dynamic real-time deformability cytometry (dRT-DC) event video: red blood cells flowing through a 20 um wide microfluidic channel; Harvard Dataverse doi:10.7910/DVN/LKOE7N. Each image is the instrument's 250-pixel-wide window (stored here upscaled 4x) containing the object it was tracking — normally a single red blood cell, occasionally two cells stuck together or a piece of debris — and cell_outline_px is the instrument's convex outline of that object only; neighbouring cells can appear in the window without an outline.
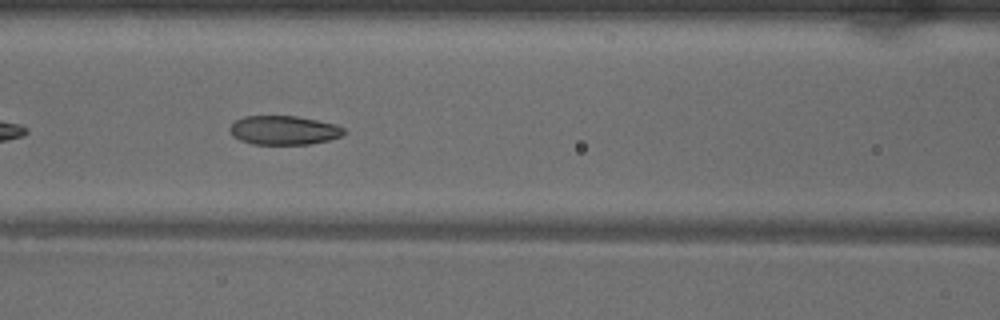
{"species": "common noctule bat (a hibernating species)", "species_latin": "Nyctalus noctula", "temperature_condition": "warm", "stored_images_in_passage": 38, "camera_frame_rate_fps": 3000, "um_per_image_px": 0.085, "animal": {"sex": "male", "body_mass_g": 18.8}, "frame": {"image": 1, "passage_image": 9, "time_ms": 2.667, "image_size_px": [1000, 320], "cell_outline_px": [[344, 132], [340, 136], [328, 140], [308, 144], [252, 144], [240, 140], [232, 136], [228, 128], [236, 120], [244, 116], [296, 116], [336, 124], [344, 128]], "centroid_in_image_um": [24.09, 11.07], "position_along_channel_um": 142.5, "area_um2": 19.19}}
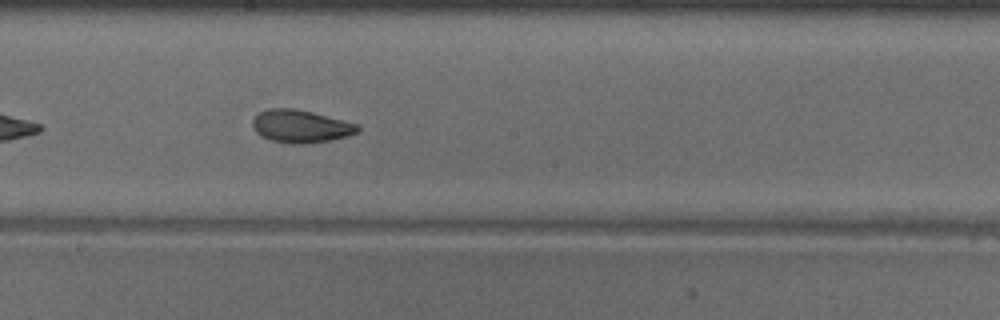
{"frame": {"image": 2, "passage_image": 15, "time_ms": 4.667, "image_size_px": [1000, 320], "cell_outline_px": [[360, 128], [356, 132], [348, 136], [328, 140], [304, 144], [292, 144], [272, 140], [256, 132], [252, 124], [252, 120], [260, 112], [268, 108], [296, 108], [344, 120], [356, 124]], "centroid_in_image_um": [25.55, 10.72], "position_along_channel_um": 222.7, "area_um2": 19.83}}
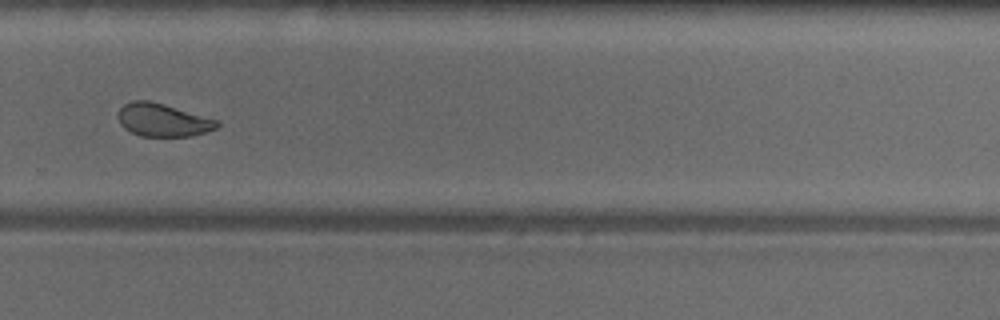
{"frame": {"image": 3, "passage_image": 22, "time_ms": 7.0, "image_size_px": [1000, 320], "cell_outline_px": [[220, 124], [216, 128], [192, 136], [140, 136], [124, 128], [120, 124], [120, 108], [124, 104], [132, 100], [148, 100], [164, 104], [220, 120]], "centroid_in_image_um": [13.87, 10.2], "position_along_channel_um": 315.9, "area_um2": 18.9}, "authors_computed_cell_mechanics": {"area_um2": 20.3167, "velocity_mm_per_s": 4.0137, "shape_relaxation_time_tau1_ms": 5.7098, "shape_relaxation_time_tau2_ms": 2.3573, "deformation_change_tau1": 0.1493, "deformation_change_tau2": 0.0817}}